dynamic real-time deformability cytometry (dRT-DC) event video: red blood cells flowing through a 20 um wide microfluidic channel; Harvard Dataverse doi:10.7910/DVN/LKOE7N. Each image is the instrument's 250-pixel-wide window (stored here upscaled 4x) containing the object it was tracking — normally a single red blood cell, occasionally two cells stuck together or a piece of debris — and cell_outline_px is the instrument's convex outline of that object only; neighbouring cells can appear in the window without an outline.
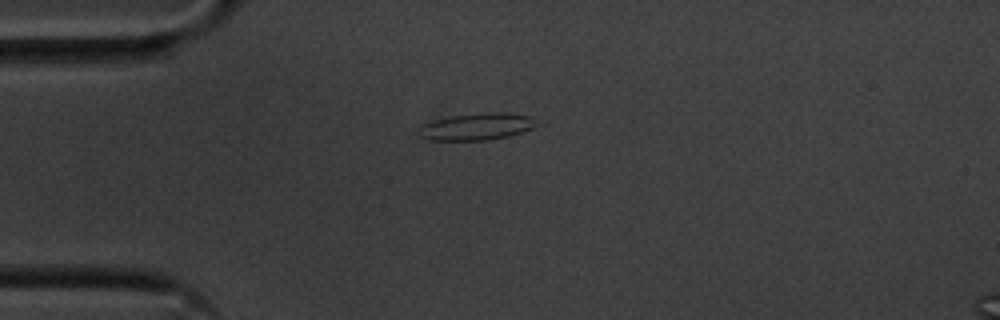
{"species": "common noctule bat (a hibernating species)", "species_latin": "Nyctalus noctula", "temperature_condition": "cold", "stored_images_in_passage": 43, "camera_frame_rate_fps": 3000, "um_per_image_px": 0.085, "animal": {"sex": "male", "body_mass_g": 20.1, "forearm_length_mm": 53.5}, "frame": {"image": 1, "passage_image": 2, "time_ms": 0.333, "image_size_px": [1000, 320], "cell_outline_px": [[544, 124], [508, 136], [488, 140], [428, 140], [416, 136], [420, 128], [424, 124], [432, 120], [452, 116], [488, 112], [508, 112], [532, 116]], "centroid_in_image_um": [40.58, 10.75], "position_along_channel_um": 44.4, "area_um2": 18.84}}
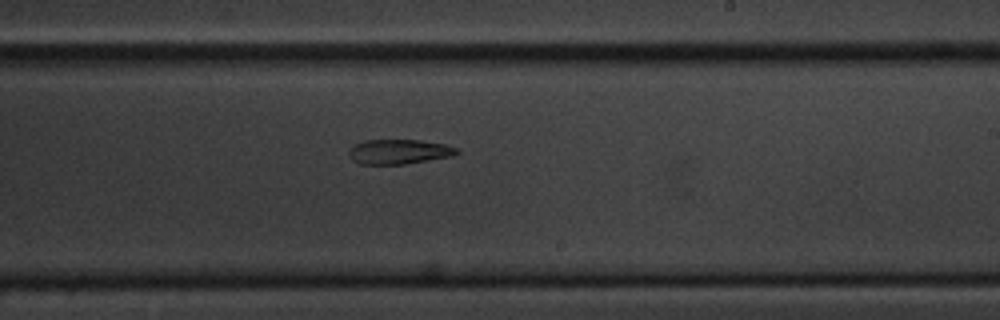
{"frame": {"image": 2, "passage_image": 21, "time_ms": 6.667, "image_size_px": [1000, 320], "cell_outline_px": [[460, 152], [452, 156], [404, 164], [360, 164], [352, 160], [348, 152], [356, 144], [364, 140], [420, 140], [444, 144], [456, 148]], "centroid_in_image_um": [33.91, 12.89], "position_along_channel_um": 255.1, "area_um2": 15.37}}
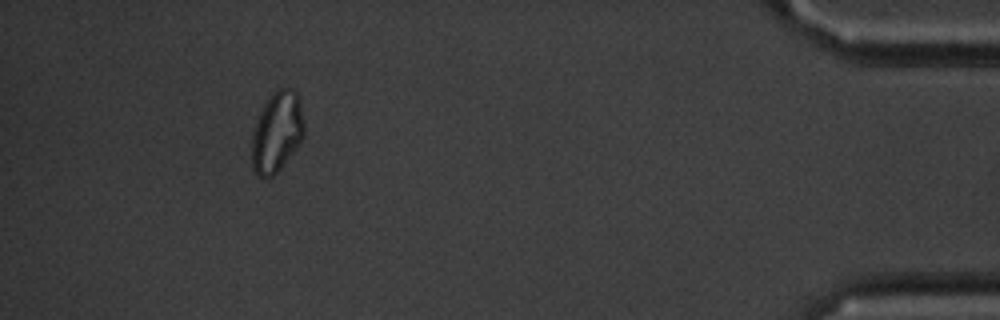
{"frame": {"image": 3, "passage_image": 39, "time_ms": 12.667, "image_size_px": [1000, 320], "cell_outline_px": [[304, 136], [280, 168], [272, 176], [260, 176], [252, 168], [252, 136], [260, 112], [264, 104], [280, 88], [292, 88], [300, 96], [304, 124]], "centroid_in_image_um": [23.56, 11.19], "position_along_channel_um": 411.6, "area_um2": 23.99}}